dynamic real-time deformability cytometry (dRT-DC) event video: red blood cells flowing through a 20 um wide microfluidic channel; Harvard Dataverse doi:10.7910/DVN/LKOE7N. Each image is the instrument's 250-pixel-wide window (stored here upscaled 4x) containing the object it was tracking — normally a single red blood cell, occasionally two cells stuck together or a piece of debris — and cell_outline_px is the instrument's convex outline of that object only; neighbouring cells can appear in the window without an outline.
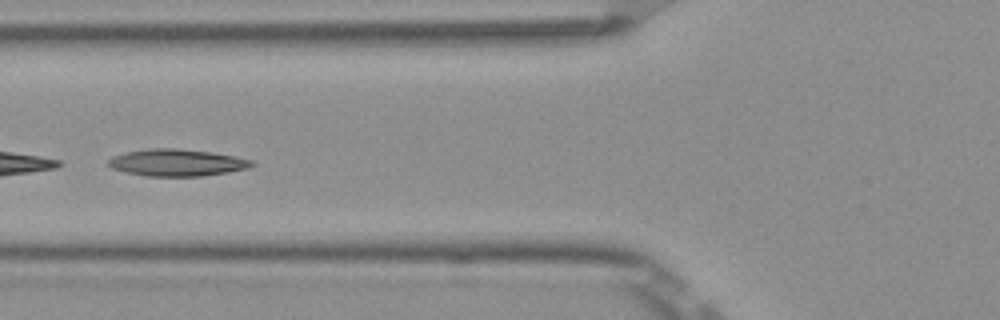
{"species": "Egyptian fruit bat (a non-hibernating species)", "species_latin": "Rousettus aegyptiacus", "temperature_condition": "room temperature", "stored_images_in_passage": 9, "camera_frame_rate_fps": 3000, "um_per_image_px": 0.085, "frame": {"image": 1, "passage_image": 6, "time_ms": 1.667, "image_size_px": [1000, 320], "cell_outline_px": [[256, 164], [248, 168], [228, 172], [204, 176], [148, 176], [128, 172], [112, 168], [108, 164], [108, 160], [112, 156], [128, 152], [148, 148], [176, 148], [208, 152], [236, 156], [252, 160]], "centroid_in_image_um": [15.07, 13.82], "position_along_channel_um": 110.7, "area_um2": 22.37}}
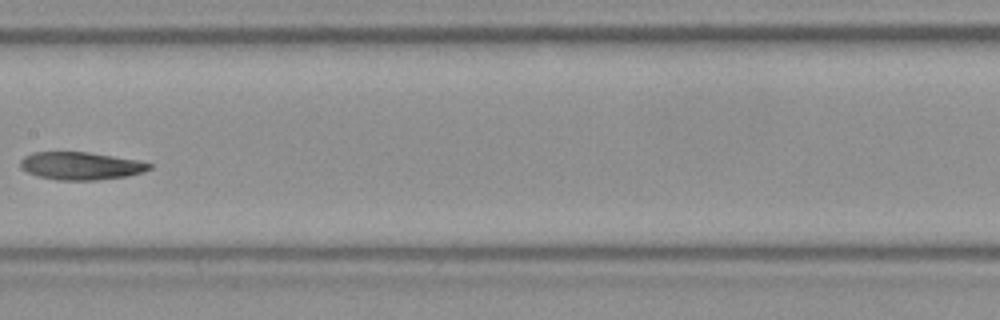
{"frame": {"image": 2, "passage_image": 8, "time_ms": 2.333, "image_size_px": [1000, 320], "cell_outline_px": [[152, 168], [144, 172], [124, 176], [96, 180], [56, 180], [36, 176], [20, 168], [20, 160], [24, 156], [32, 152], [88, 152], [140, 160], [152, 164]], "centroid_in_image_um": [6.86, 14.09], "position_along_channel_um": 200.5, "area_um2": 20.98}}
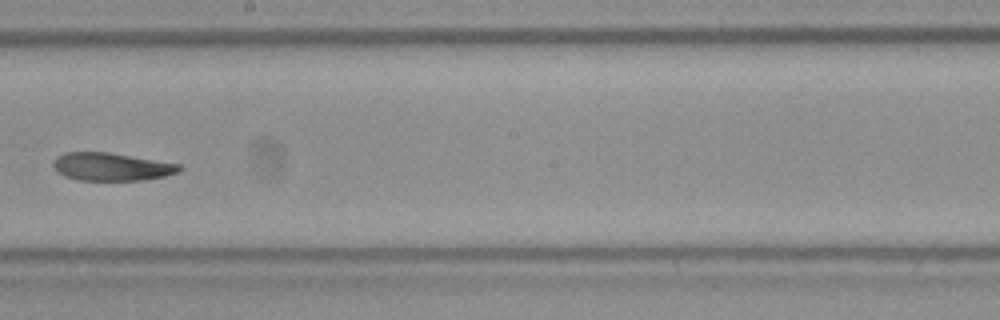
{"frame": {"image": 3, "passage_image": 9, "time_ms": 2.667, "image_size_px": [1000, 320], "cell_outline_px": [[184, 168], [180, 172], [164, 176], [144, 180], [76, 180], [64, 176], [52, 164], [52, 160], [56, 156], [64, 152], [108, 152], [180, 164]], "centroid_in_image_um": [9.48, 14.17], "position_along_channel_um": 238.7, "area_um2": 20.58}}